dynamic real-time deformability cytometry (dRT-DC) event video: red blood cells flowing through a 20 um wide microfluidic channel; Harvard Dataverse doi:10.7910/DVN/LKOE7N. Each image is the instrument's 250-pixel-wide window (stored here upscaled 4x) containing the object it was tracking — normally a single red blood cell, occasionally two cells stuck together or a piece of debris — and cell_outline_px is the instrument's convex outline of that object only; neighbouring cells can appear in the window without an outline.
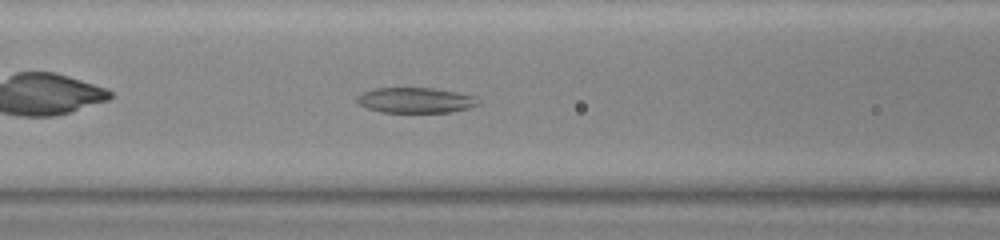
{"species": "common noctule bat (a hibernating species)", "species_latin": "Nyctalus noctula", "temperature_condition": "warm", "stored_images_in_passage": 39, "camera_frame_rate_fps": 3000, "um_per_image_px": 0.085, "animal": {"sex": "female", "body_mass_g": 23.0, "forearm_length_mm": 53.4}, "frame": {"image": 1, "passage_image": 8, "time_ms": 2.333, "image_size_px": [1000, 240], "cell_outline_px": [[480, 104], [468, 108], [452, 112], [380, 112], [368, 108], [360, 104], [356, 100], [356, 96], [364, 92], [376, 88], [432, 88], [456, 92], [476, 96], [480, 100]], "centroid_in_image_um": [35.35, 8.52], "position_along_channel_um": 131.2, "area_um2": 17.92}}
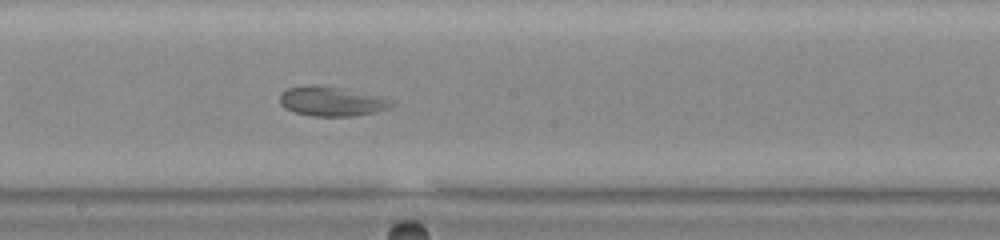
{"frame": {"image": 2, "passage_image": 15, "time_ms": 4.667, "image_size_px": [1000, 240], "cell_outline_px": [[396, 104], [372, 112], [356, 116], [312, 116], [296, 112], [284, 108], [280, 104], [280, 92], [288, 88], [312, 84], [316, 84], [340, 88], [396, 100]], "centroid_in_image_um": [28.14, 8.61], "position_along_channel_um": 220.1, "area_um2": 19.07}}
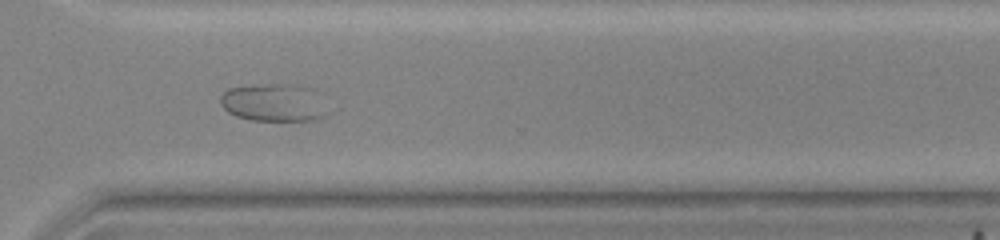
{"frame": {"image": 3, "passage_image": 25, "time_ms": 8.0, "image_size_px": [1000, 240], "cell_outline_px": [[320, 116], [312, 120], [252, 120], [236, 116], [228, 112], [220, 104], [220, 96], [228, 88], [268, 84], [296, 84]], "centroid_in_image_um": [22.82, 8.74], "position_along_channel_um": 347.8, "area_um2": 20.81}}